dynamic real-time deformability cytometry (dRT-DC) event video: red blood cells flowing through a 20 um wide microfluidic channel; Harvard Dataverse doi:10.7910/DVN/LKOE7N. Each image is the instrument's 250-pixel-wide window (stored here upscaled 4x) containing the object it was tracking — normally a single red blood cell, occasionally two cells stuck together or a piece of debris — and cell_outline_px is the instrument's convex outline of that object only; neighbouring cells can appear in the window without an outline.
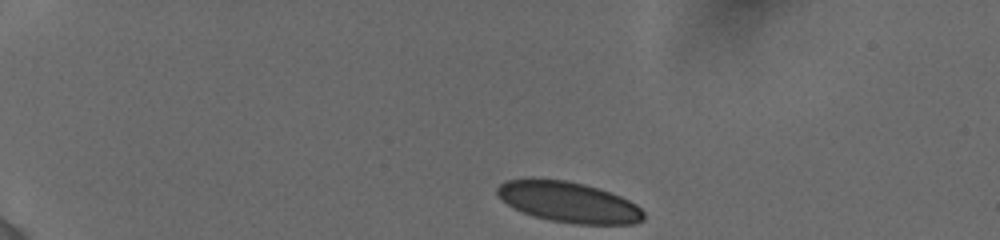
{"species": "human", "species_latin": "Homo sapiens", "temperature_condition": "cold", "stored_images_in_passage": 31, "camera_frame_rate_fps": 3000, "um_per_image_px": 0.085, "donor": {"sex": "female"}, "frame": {"image": 1, "passage_image": 1, "time_ms": 0.0, "image_size_px": [1000, 240], "cell_outline_px": [[644, 220], [632, 224], [576, 224], [548, 220], [532, 216], [508, 204], [496, 192], [496, 188], [500, 184], [508, 180], [532, 176], [568, 180], [584, 184], [620, 196], [636, 204], [644, 212]], "centroid_in_image_um": [48.31, 17.15], "position_along_channel_um": 36.7, "area_um2": 34.91}}
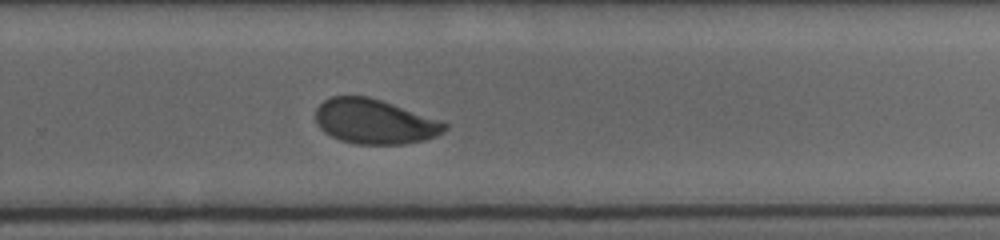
{"frame": {"image": 2, "passage_image": 17, "time_ms": 9.0, "image_size_px": [1000, 240], "cell_outline_px": [[448, 128], [444, 132], [436, 136], [424, 140], [404, 144], [356, 144], [340, 140], [324, 132], [320, 128], [316, 120], [316, 108], [324, 100], [332, 96], [368, 96], [392, 104], [448, 124]], "centroid_in_image_um": [31.81, 10.34], "position_along_channel_um": 298.0, "area_um2": 33.29}}
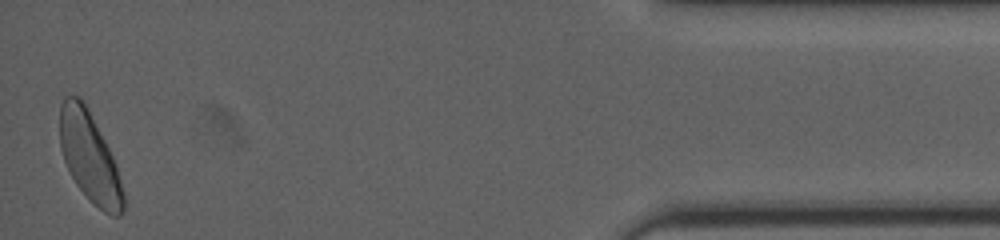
{"frame": {"image": 3, "passage_image": 31, "time_ms": 14.0, "image_size_px": [1000, 240], "cell_outline_px": [[124, 212], [120, 216], [112, 216], [104, 212], [76, 184], [64, 160], [60, 148], [60, 104], [64, 96], [80, 96], [104, 140], [116, 164], [124, 196]], "centroid_in_image_um": [7.61, 13.35], "position_along_channel_um": 427.6, "area_um2": 32.43}, "authors_computed_cell_mechanics": {"area_um2": 34.2754, "velocity_mm_per_s": 3.8331, "shape_relaxation_time_tau1_ms": 3.8053, "shape_relaxation_time_tau2_ms": null, "deformation_change_tau1": 0.0933, "deformation_change_tau2": null}}